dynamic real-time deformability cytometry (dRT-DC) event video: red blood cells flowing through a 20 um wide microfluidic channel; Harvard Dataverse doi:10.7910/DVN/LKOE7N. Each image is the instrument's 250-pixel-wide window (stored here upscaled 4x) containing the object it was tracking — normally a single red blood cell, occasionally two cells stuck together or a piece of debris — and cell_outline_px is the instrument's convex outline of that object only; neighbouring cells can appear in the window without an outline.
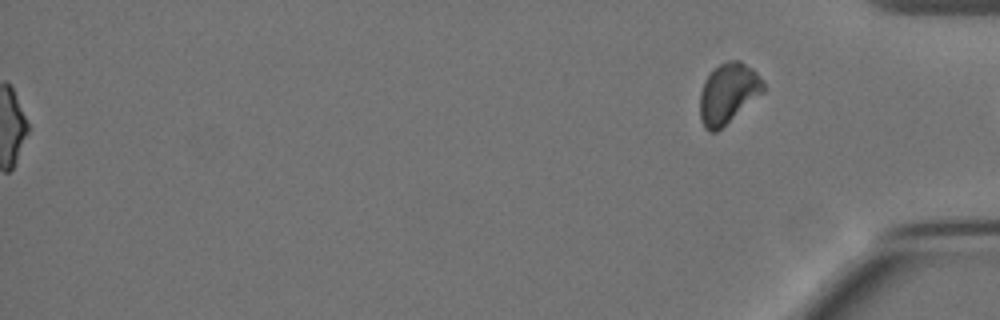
{"species": "Egyptian fruit bat (a non-hibernating species)", "species_latin": "Rousettus aegyptiacus", "temperature_condition": "cold", "stored_images_in_passage": 12, "segment_of_instrument_passage": [2, 2], "camera_frame_rate_fps": 3000, "um_per_image_px": 0.085, "animal": {"sex": "female"}, "frame": {"image": 1, "passage_image": 12, "time_ms": 13.667, "image_size_px": [1000, 320], "cell_outline_px": [[764, 92], [716, 132], [708, 132], [704, 128], [700, 120], [700, 92], [704, 80], [720, 64], [728, 60], [740, 60], [752, 68], [760, 76], [764, 84]], "centroid_in_image_um": [61.88, 7.94], "position_along_channel_um": 373.3, "area_um2": 22.2}}